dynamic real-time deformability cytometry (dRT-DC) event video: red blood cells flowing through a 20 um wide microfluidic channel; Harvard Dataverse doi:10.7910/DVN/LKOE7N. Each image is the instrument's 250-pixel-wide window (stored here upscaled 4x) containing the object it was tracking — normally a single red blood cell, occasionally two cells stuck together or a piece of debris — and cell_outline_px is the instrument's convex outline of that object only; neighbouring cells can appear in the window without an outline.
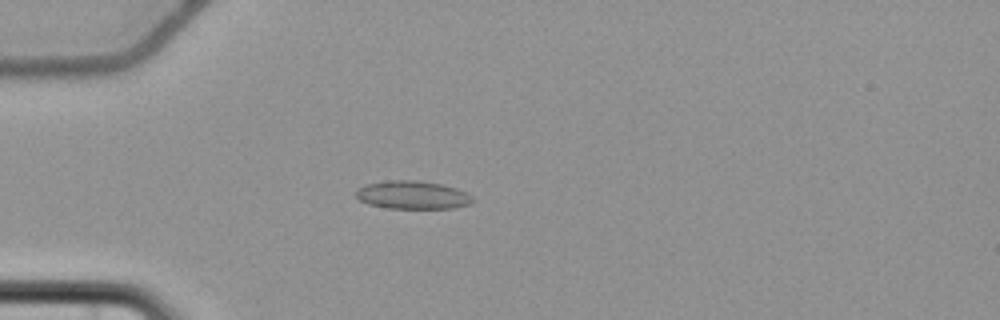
{"species": "common noctule bat (a hibernating species)", "species_latin": "Nyctalus noctula", "temperature_condition": "cold", "stored_images_in_passage": 5, "camera_frame_rate_fps": 3000, "um_per_image_px": 0.085, "animal": {"sex": "female", "body_mass_g": 22.7, "forearm_length_mm": 54.2}, "frame": {"image": 1, "passage_image": 5, "time_ms": 4.667, "image_size_px": [1000, 320], "cell_outline_px": [[476, 200], [472, 204], [452, 208], [388, 208], [368, 204], [360, 200], [356, 196], [356, 188], [364, 184], [388, 180], [416, 180], [444, 184], [468, 192]], "centroid_in_image_um": [35.1, 16.56], "position_along_channel_um": 49.9, "area_um2": 19.48}}